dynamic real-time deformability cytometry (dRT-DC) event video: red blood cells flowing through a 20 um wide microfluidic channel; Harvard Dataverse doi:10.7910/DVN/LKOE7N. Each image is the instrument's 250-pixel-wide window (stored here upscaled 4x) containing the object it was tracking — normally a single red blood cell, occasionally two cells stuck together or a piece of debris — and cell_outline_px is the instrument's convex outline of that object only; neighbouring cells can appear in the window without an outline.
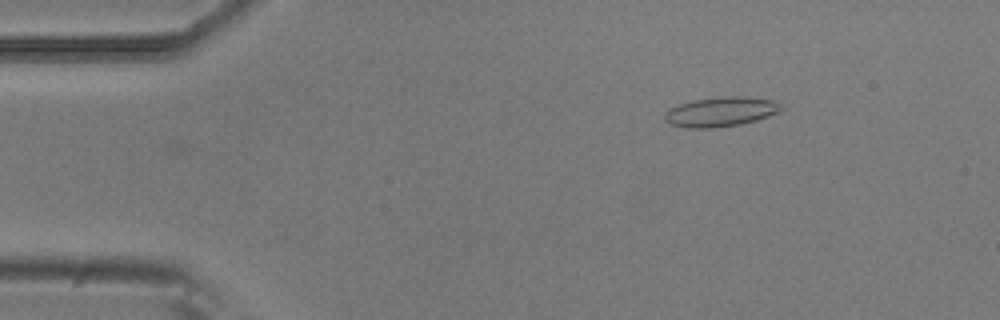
{"species": "common noctule bat (a hibernating species)", "species_latin": "Nyctalus noctula", "temperature_condition": "room temperature", "stored_images_in_passage": 3, "camera_frame_rate_fps": 3000, "um_per_image_px": 0.085, "animal": {"sex": "male", "body_mass_g": 20.5, "forearm_length_mm": 52.5}, "frame": {"image": 1, "passage_image": 1, "time_ms": 0.0, "image_size_px": [1000, 320], "cell_outline_px": [[784, 108], [780, 112], [756, 120], [740, 124], [716, 128], [688, 128], [672, 124], [664, 120], [664, 116], [672, 108], [680, 104], [692, 100], [728, 96], [740, 96], [772, 100], [780, 104]], "centroid_in_image_um": [61.3, 9.5], "position_along_channel_um": 23.7, "area_um2": 19.88}}